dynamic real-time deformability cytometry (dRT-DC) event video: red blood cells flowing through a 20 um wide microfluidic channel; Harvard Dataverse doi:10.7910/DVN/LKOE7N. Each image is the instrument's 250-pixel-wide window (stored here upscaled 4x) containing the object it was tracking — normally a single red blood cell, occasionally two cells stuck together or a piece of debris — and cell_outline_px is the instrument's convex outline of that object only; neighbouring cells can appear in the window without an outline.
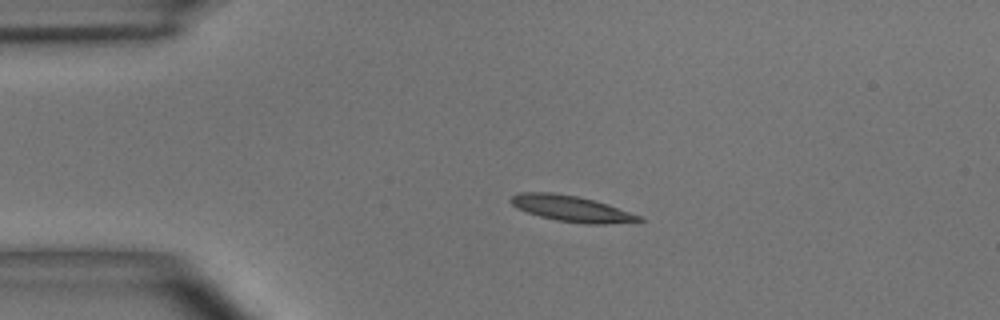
{"species": "common noctule bat (a hibernating species)", "species_latin": "Nyctalus noctula", "temperature_condition": "room temperature", "stored_images_in_passage": 3, "camera_frame_rate_fps": 3000, "um_per_image_px": 0.085, "animal": {"sex": "male", "body_mass_g": 15.6}, "frame": {"image": 1, "passage_image": 2, "time_ms": 1.333, "image_size_px": [1000, 320], "cell_outline_px": [[644, 220], [636, 224], [588, 224], [556, 220], [540, 216], [528, 212], [512, 204], [512, 196], [520, 192], [552, 192], [576, 196], [608, 204], [644, 216]], "centroid_in_image_um": [48.75, 17.76], "position_along_channel_um": 36.3, "area_um2": 19.54}}